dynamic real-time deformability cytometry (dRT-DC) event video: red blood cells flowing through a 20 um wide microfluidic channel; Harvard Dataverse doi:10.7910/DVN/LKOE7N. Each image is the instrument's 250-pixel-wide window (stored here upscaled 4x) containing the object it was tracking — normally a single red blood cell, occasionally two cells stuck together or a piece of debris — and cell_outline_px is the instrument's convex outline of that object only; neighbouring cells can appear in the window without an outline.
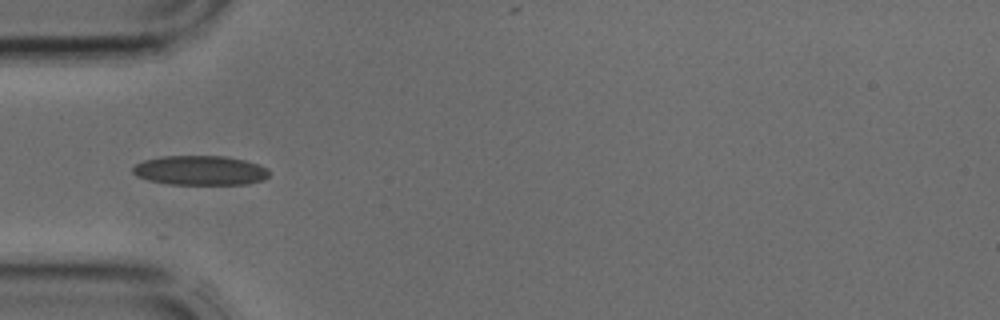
{"species": "common noctule bat (a hibernating species)", "species_latin": "Nyctalus noctula", "temperature_condition": "cold", "stored_images_in_passage": 3, "camera_frame_rate_fps": 3000, "um_per_image_px": 0.085, "animal": {"sex": "male", "body_mass_g": 17.9, "forearm_length_mm": 54.2}, "frame": {"image": 1, "passage_image": 3, "time_ms": 0.667, "image_size_px": [1000, 320], "cell_outline_px": [[268, 176], [264, 180], [248, 184], [168, 184], [148, 180], [136, 176], [132, 172], [132, 168], [136, 164], [144, 160], [164, 156], [224, 156], [244, 160], [260, 164], [268, 168]], "centroid_in_image_um": [17.03, 14.48], "position_along_channel_um": 68.0, "area_um2": 23.52}}